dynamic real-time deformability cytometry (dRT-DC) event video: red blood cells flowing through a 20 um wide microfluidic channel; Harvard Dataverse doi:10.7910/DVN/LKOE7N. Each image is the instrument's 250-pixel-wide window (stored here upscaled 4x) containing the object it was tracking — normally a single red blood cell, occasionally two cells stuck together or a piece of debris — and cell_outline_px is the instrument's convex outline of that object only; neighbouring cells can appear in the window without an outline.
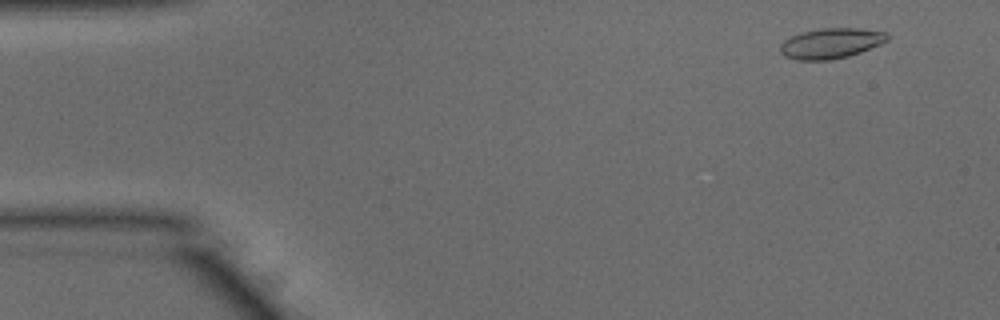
{"species": "common noctule bat (a hibernating species)", "species_latin": "Nyctalus noctula", "temperature_condition": "warm", "stored_images_in_passage": 48, "camera_frame_rate_fps": 3000, "um_per_image_px": 0.085, "animal": {"sex": "male", "body_mass_g": 15.6}, "frame": {"image": 1, "passage_image": 4, "time_ms": 1.0, "image_size_px": [1000, 320], "cell_outline_px": [[888, 40], [880, 44], [860, 52], [848, 56], [828, 60], [796, 60], [784, 56], [780, 52], [780, 44], [784, 40], [800, 32], [820, 28], [856, 28], [888, 32]], "centroid_in_image_um": [70.61, 3.68], "position_along_channel_um": 14.4, "area_um2": 18.96}}
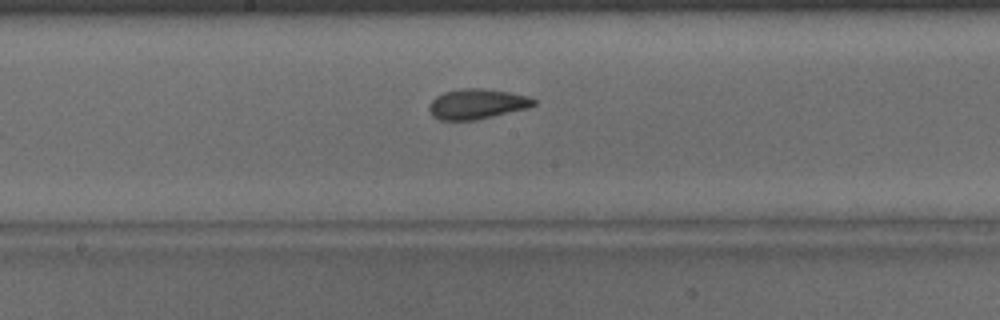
{"frame": {"image": 2, "passage_image": 27, "time_ms": 8.667, "image_size_px": [1000, 320], "cell_outline_px": [[536, 104], [528, 108], [476, 120], [440, 120], [432, 116], [428, 108], [428, 104], [436, 96], [444, 92], [460, 88], [484, 88], [508, 92], [528, 96], [536, 100]], "centroid_in_image_um": [40.52, 8.83], "position_along_channel_um": 207.7, "area_um2": 18.5}}
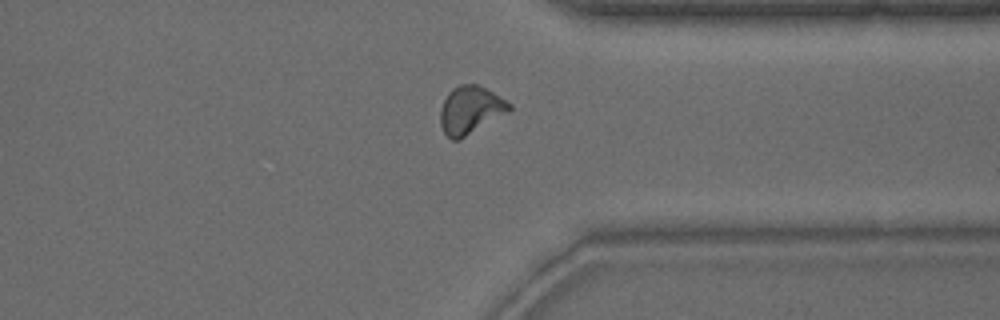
{"frame": {"image": 3, "passage_image": 40, "time_ms": 13.0, "image_size_px": [1000, 320], "cell_outline_px": [[512, 108], [508, 112], [460, 140], [452, 140], [444, 132], [440, 124], [440, 108], [448, 92], [452, 88], [460, 84], [476, 84], [492, 92], [512, 104]], "centroid_in_image_um": [39.96, 9.36], "position_along_channel_um": 371.4, "area_um2": 19.13}, "authors_computed_cell_mechanics": {"area_um2": 18.1781, "velocity_mm_per_s": 3.8415, "shape_relaxation_time_tau1_ms": 4.2557, "shape_relaxation_time_tau2_ms": 1.1753, "deformation_change_tau1": 0.1532, "deformation_change_tau2": 0.073}}